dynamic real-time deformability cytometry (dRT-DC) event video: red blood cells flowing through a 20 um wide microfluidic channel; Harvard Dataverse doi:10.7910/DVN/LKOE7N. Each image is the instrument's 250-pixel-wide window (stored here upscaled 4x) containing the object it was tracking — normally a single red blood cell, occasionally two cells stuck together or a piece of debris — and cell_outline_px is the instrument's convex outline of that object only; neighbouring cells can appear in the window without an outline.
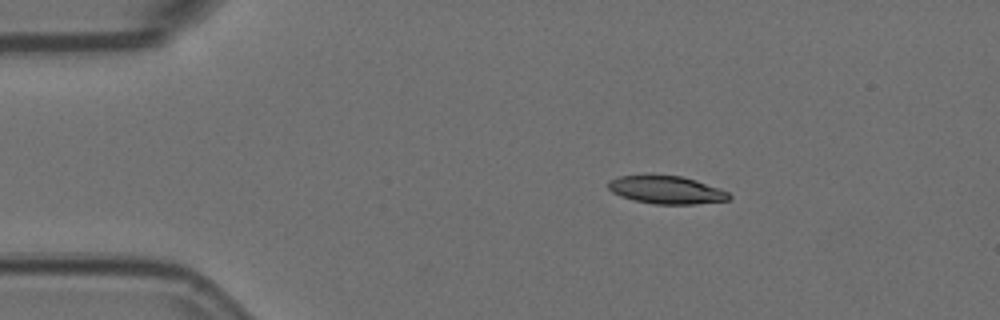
{"species": "Egyptian fruit bat (a non-hibernating species)", "species_latin": "Rousettus aegyptiacus", "temperature_condition": "room temperature", "stored_images_in_passage": 4, "segment_of_instrument_passage": [1, 2], "camera_frame_rate_fps": 3000, "um_per_image_px": 0.085, "animal": {"sex": "female"}, "frame": {"image": 1, "passage_image": 2, "time_ms": 0.333, "image_size_px": [1000, 320], "cell_outline_px": [[732, 196], [728, 200], [696, 204], [652, 204], [632, 200], [620, 196], [612, 192], [608, 188], [608, 180], [620, 176], [644, 172], [648, 172], [680, 176], [696, 180], [720, 188], [728, 192]], "centroid_in_image_um": [56.58, 16.1], "position_along_channel_um": 28.4, "area_um2": 20.46}}